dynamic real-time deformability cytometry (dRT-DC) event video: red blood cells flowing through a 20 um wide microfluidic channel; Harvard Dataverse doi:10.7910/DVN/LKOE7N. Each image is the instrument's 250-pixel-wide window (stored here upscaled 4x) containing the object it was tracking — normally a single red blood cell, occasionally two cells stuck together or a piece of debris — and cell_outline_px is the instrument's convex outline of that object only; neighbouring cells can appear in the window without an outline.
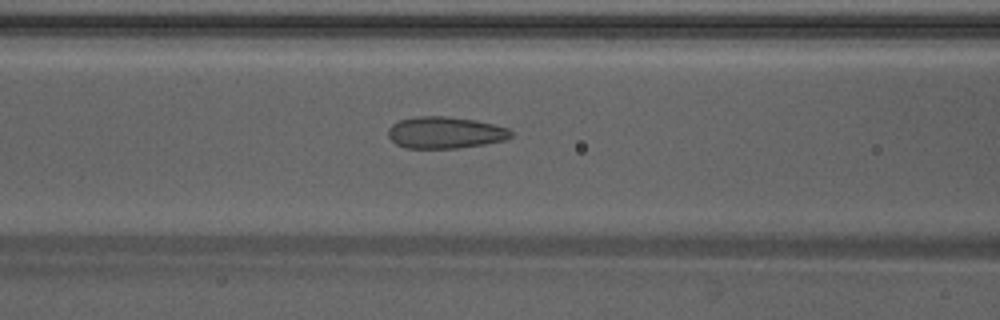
{"species": "Egyptian fruit bat (a non-hibernating species)", "species_latin": "Rousettus aegyptiacus", "temperature_condition": "warm", "stored_images_in_passage": 39, "camera_frame_rate_fps": 3000, "um_per_image_px": 0.085, "animal": {"sex": "male"}, "frame": {"image": 1, "passage_image": 11, "time_ms": 3.333, "image_size_px": [1000, 320], "cell_outline_px": [[512, 136], [504, 140], [484, 144], [456, 148], [408, 148], [396, 144], [388, 136], [388, 128], [392, 124], [400, 120], [416, 116], [448, 116], [476, 120], [508, 128], [512, 132]], "centroid_in_image_um": [37.82, 11.26], "position_along_channel_um": 128.8, "area_um2": 22.66}}
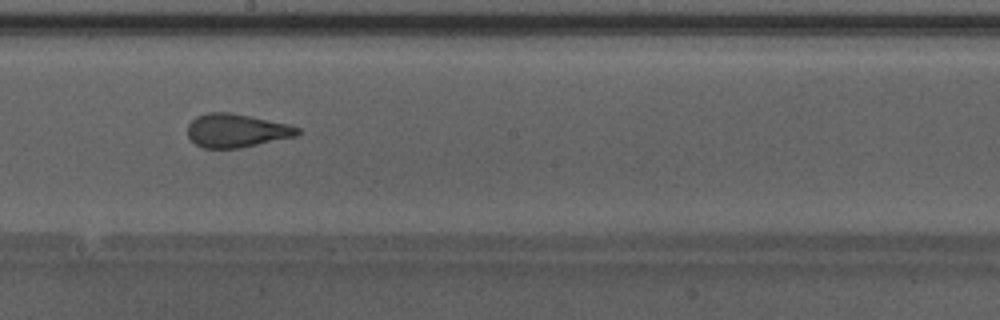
{"frame": {"image": 2, "passage_image": 18, "time_ms": 5.667, "image_size_px": [1000, 320], "cell_outline_px": [[300, 132], [296, 136], [240, 148], [204, 148], [196, 144], [188, 136], [188, 124], [196, 116], [208, 112], [232, 112], [288, 124], [300, 128]], "centroid_in_image_um": [20.09, 11.09], "position_along_channel_um": 228.1, "area_um2": 21.44}}
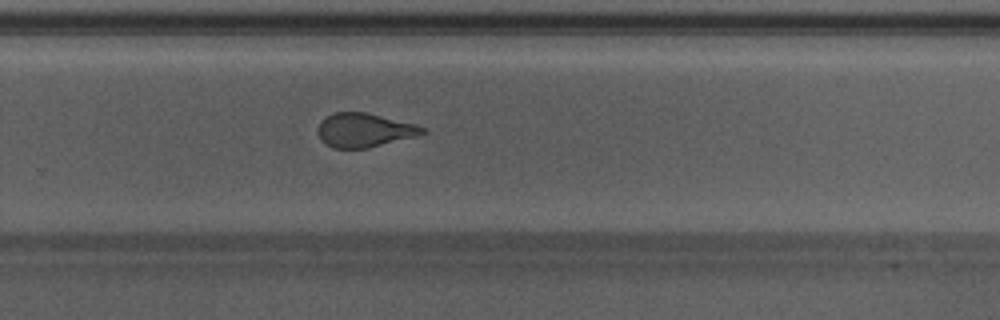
{"frame": {"image": 3, "passage_image": 23, "time_ms": 7.333, "image_size_px": [1000, 320], "cell_outline_px": [[428, 132], [416, 136], [368, 148], [332, 148], [320, 140], [316, 128], [320, 120], [336, 112], [368, 112], [416, 124], [424, 128]], "centroid_in_image_um": [30.95, 11.06], "position_along_channel_um": 298.9, "area_um2": 20.87}, "authors_computed_cell_mechanics": {"area_um2": 22.253, "velocity_mm_per_s": 4.2608, "shape_relaxation_time_tau1_ms": 5.1486, "shape_relaxation_time_tau2_ms": 0.9081, "deformation_change_tau1": 0.1665, "deformation_change_tau2": 0.0888}}